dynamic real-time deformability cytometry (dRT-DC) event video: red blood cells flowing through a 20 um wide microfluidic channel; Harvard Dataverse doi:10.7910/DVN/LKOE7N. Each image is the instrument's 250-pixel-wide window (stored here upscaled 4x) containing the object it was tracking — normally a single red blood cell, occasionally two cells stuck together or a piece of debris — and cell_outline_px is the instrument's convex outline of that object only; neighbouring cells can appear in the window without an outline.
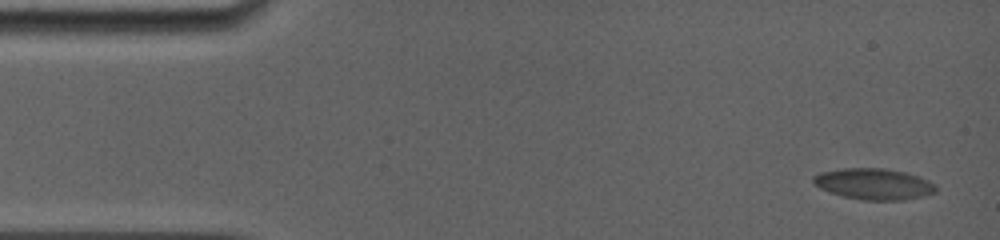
{"species": "common noctule bat (a hibernating species)", "species_latin": "Nyctalus noctula", "temperature_condition": "room temperature", "stored_images_in_passage": 30, "camera_frame_rate_fps": 5000, "um_per_image_px": 0.085, "animal": {"sex": "female", "body_mass_g": 19.0, "forearm_length_mm": 56.7}, "frame": {"image": 1, "passage_image": 1, "time_ms": 0.0, "image_size_px": [1000, 240], "cell_outline_px": [[936, 192], [904, 200], [860, 200], [844, 196], [820, 188], [812, 180], [812, 176], [820, 172], [844, 168], [884, 168], [904, 172], [920, 176], [936, 184]], "centroid_in_image_um": [74.29, 15.63], "position_along_channel_um": 10.7, "area_um2": 22.14}}
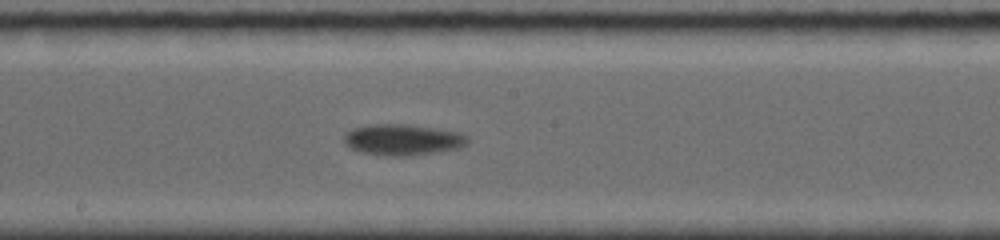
{"frame": {"image": 2, "passage_image": 13, "time_ms": 8.6, "image_size_px": [1000, 240], "cell_outline_px": [[468, 140], [464, 144], [456, 148], [408, 156], [400, 156], [364, 152], [352, 148], [344, 144], [344, 136], [352, 128], [368, 124], [412, 124], [456, 132], [464, 136]], "centroid_in_image_um": [34.16, 11.85], "position_along_channel_um": 214.0, "area_um2": 21.73}}
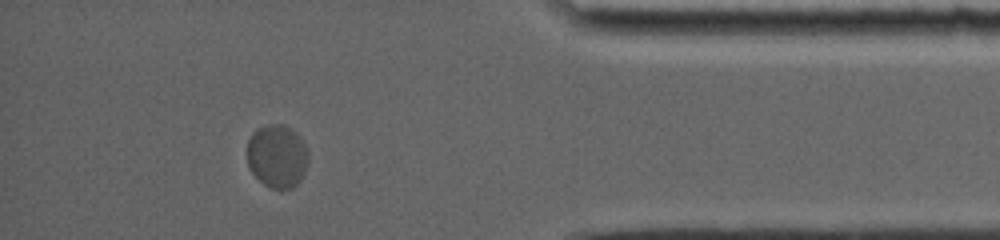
{"frame": {"image": 3, "passage_image": 26, "time_ms": 14.6, "image_size_px": [1000, 240], "cell_outline_px": [[308, 160], [304, 172], [300, 180], [292, 188], [272, 188], [264, 184], [252, 172], [248, 164], [248, 140], [252, 132], [268, 124], [284, 124], [296, 132], [304, 144], [308, 152]], "centroid_in_image_um": [23.56, 13.25], "position_along_channel_um": 411.6, "area_um2": 22.31}, "authors_computed_cell_mechanics": {"area_um2": 21.1548, "velocity_mm_per_s": 3.6393, "shape_relaxation_time_tau1_ms": 6.5061, "shape_relaxation_time_tau2_ms": null, "deformation_change_tau1": 0.1741, "deformation_change_tau2": null}}